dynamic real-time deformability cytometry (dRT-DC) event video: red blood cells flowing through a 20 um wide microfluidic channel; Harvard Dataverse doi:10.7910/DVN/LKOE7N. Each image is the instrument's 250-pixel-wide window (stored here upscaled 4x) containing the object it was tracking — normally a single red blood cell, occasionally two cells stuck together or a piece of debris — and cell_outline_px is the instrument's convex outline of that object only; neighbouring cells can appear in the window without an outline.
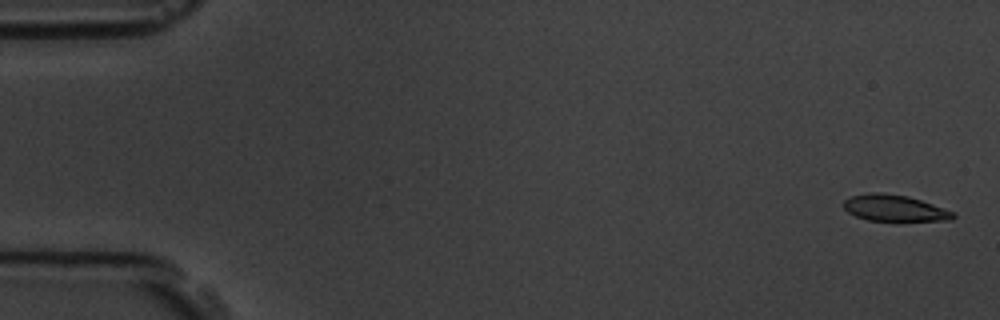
{"species": "common noctule bat (a hibernating species)", "species_latin": "Nyctalus noctula", "temperature_condition": "room temperature", "stored_images_in_passage": 5, "camera_frame_rate_fps": 3000, "um_per_image_px": 0.085, "animal": {"sex": "male", "body_mass_g": 19.5, "forearm_length_mm": 54.6}, "frame": {"image": 1, "passage_image": 1, "time_ms": 0.0, "image_size_px": [1000, 320], "cell_outline_px": [[956, 216], [952, 220], [868, 220], [856, 216], [848, 212], [844, 208], [844, 200], [852, 196], [868, 192], [880, 192], [908, 196], [956, 212]], "centroid_in_image_um": [76.04, 17.67], "position_along_channel_um": 9.0, "area_um2": 16.65}}
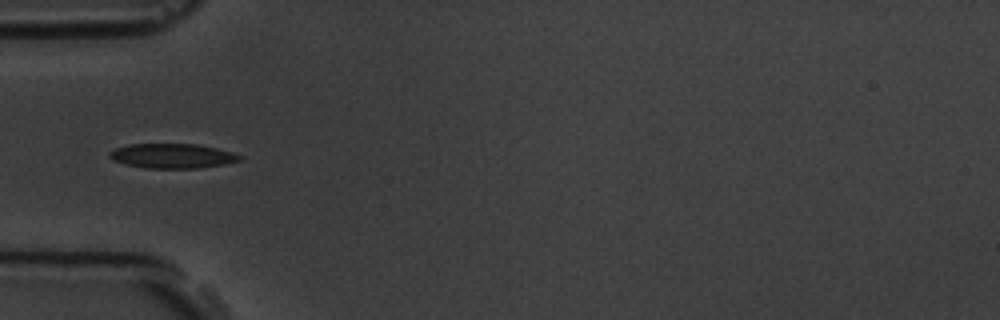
{"frame": {"image": 2, "passage_image": 5, "time_ms": 5.333, "image_size_px": [1000, 320], "cell_outline_px": [[244, 156], [240, 160], [224, 164], [200, 168], [144, 168], [124, 164], [112, 160], [108, 156], [108, 152], [116, 148], [128, 144], [196, 144], [216, 148], [232, 152]], "centroid_in_image_um": [14.62, 13.25], "position_along_channel_um": 70.4, "area_um2": 18.79}}